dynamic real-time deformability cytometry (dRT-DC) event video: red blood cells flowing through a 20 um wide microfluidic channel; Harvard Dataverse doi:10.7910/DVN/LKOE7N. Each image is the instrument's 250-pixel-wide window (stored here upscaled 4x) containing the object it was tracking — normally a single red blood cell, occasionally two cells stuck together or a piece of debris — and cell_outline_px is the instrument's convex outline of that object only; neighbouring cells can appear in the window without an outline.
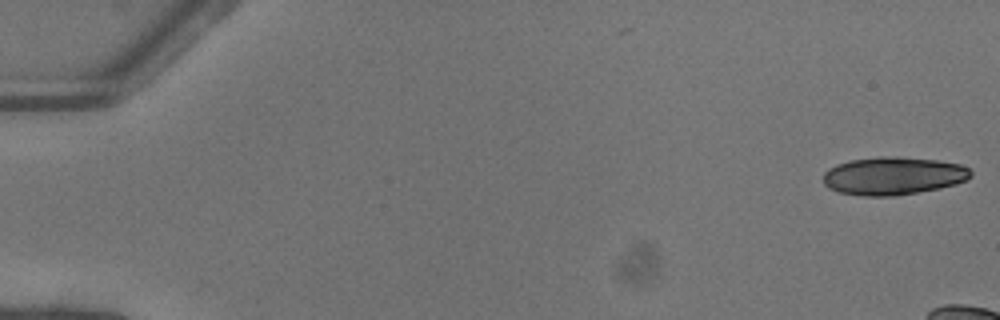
{"species": "common noctule bat (a hibernating species)", "species_latin": "Nyctalus noctula", "temperature_condition": "warm", "stored_images_in_passage": 2, "camera_frame_rate_fps": 3000, "um_per_image_px": 0.085, "animal": {"sex": "female"}, "frame": {"image": 1, "passage_image": 2, "time_ms": 0.333, "image_size_px": [1000, 320], "cell_outline_px": [[972, 176], [968, 180], [956, 184], [940, 188], [896, 196], [864, 196], [836, 192], [828, 188], [824, 184], [824, 172], [828, 168], [836, 164], [852, 160], [880, 156], [896, 156], [936, 160], [960, 164], [968, 168], [972, 172]], "centroid_in_image_um": [75.92, 14.95], "position_along_channel_um": 9.1, "area_um2": 32.89}}